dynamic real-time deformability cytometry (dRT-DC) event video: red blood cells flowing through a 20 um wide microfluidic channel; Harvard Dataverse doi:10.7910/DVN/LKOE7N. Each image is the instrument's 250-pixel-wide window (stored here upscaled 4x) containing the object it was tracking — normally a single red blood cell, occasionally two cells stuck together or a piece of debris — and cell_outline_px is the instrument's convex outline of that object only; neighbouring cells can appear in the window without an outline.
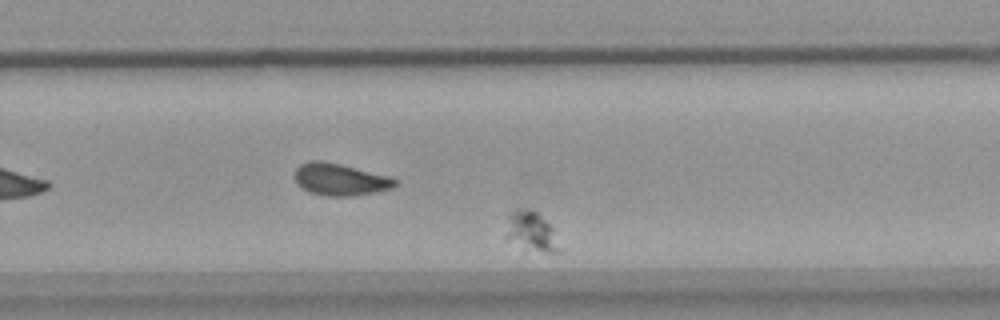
{"species": "common noctule bat (a hibernating species)", "species_latin": "Nyctalus noctula", "temperature_condition": "warm", "stored_images_in_passage": 53, "segment_of_instrument_passage": [2, 2], "camera_frame_rate_fps": 3000, "um_per_image_px": 0.085, "animal": {"sex": "female", "body_mass_g": 18.4}, "frame": {"image": 1, "passage_image": 36, "time_ms": 11.667, "image_size_px": [1000, 320], "cell_outline_px": [[560, 252], [544, 252], [504, 236], [508, 216], [516, 208], [532, 208], [552, 228]], "centroid_in_image_um": [45.13, 19.58], "position_along_channel_um": 284.7, "area_um2": 11.44}}
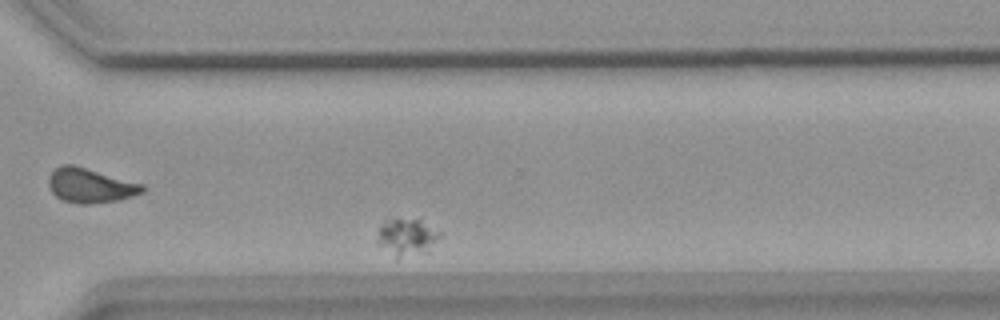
{"frame": {"image": 2, "passage_image": 41, "time_ms": 13.333, "image_size_px": [1000, 320], "cell_outline_px": [[444, 232], [428, 252], [396, 260], [376, 244], [376, 240], [380, 228], [384, 224], [392, 220], [420, 220]], "centroid_in_image_um": [34.61, 20.23], "position_along_channel_um": 336.0, "area_um2": 13.76}}
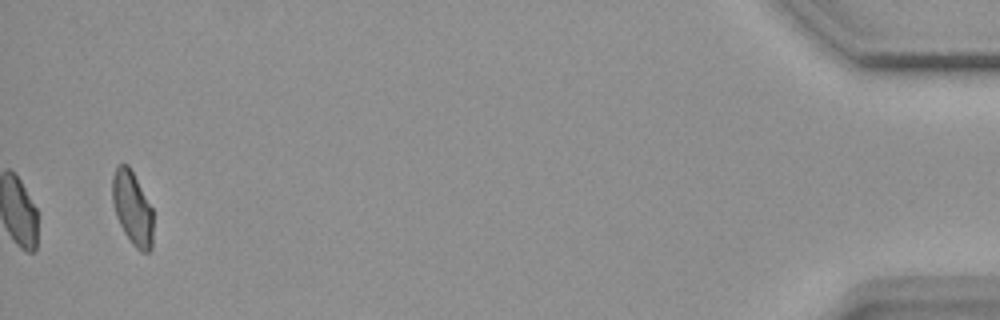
{"frame": {"image": 3, "passage_image": 53, "time_ms": 17.333, "image_size_px": [1000, 320], "cell_outline_px": [[152, 248], [148, 252], [140, 252], [132, 244], [124, 232], [116, 216], [112, 200], [112, 176], [116, 168], [120, 164], [128, 164], [152, 208]], "centroid_in_image_um": [11.24, 17.71], "position_along_channel_um": 424.0, "area_um2": 17.34}}